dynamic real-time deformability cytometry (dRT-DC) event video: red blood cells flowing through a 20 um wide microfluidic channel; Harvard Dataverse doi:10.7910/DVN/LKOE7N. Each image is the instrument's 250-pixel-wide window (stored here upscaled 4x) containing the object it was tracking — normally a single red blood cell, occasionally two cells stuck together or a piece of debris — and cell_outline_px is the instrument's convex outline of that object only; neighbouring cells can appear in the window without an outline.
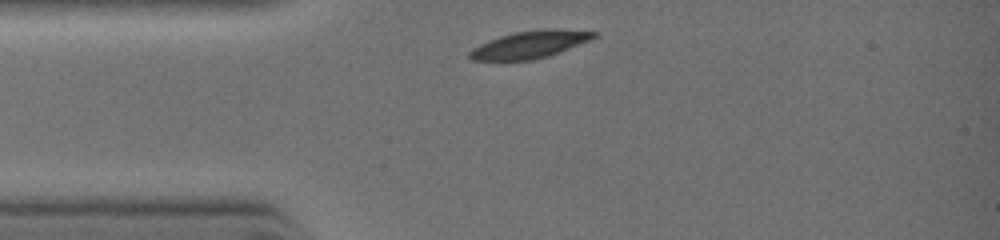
{"species": "common noctule bat (a hibernating species)", "species_latin": "Nyctalus noctula", "temperature_condition": "warm", "stored_images_in_passage": 1, "camera_frame_rate_fps": 3000, "um_per_image_px": 0.085, "animal": {"sex": "female", "body_mass_g": 19.0, "forearm_length_mm": 51.5}, "frame": {"image": 1, "passage_image": 1, "time_ms": 0.0, "image_size_px": [1000, 240], "cell_outline_px": [[600, 36], [592, 40], [548, 56], [532, 60], [472, 60], [468, 56], [468, 52], [472, 48], [488, 40], [512, 32], [544, 28], [556, 28], [600, 32]], "centroid_in_image_um": [45.1, 3.76], "position_along_channel_um": 39.9, "area_um2": 20.17}}